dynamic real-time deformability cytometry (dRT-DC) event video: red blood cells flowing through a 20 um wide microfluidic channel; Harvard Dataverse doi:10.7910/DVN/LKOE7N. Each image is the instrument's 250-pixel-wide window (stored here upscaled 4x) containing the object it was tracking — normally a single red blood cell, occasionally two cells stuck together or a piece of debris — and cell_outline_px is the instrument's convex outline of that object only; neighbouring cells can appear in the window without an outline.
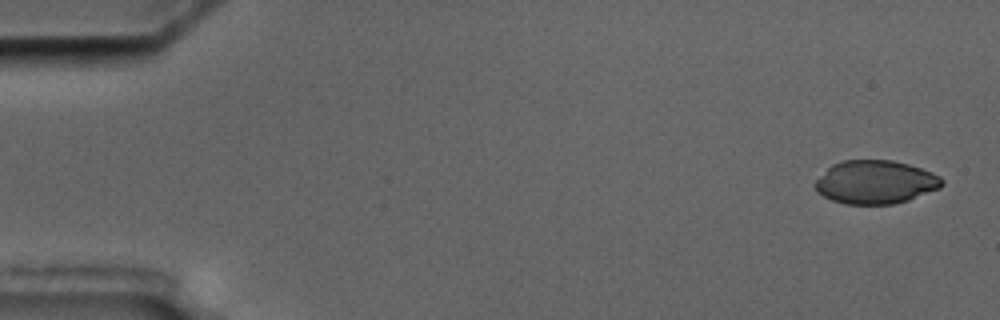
{"species": "common noctule bat (a hibernating species)", "species_latin": "Nyctalus noctula", "temperature_condition": "cold", "stored_images_in_passage": 5, "camera_frame_rate_fps": 3000, "um_per_image_px": 0.085, "animal": {"sex": "male", "body_mass_g": 17.5, "forearm_length_mm": 52.3}, "frame": {"image": 1, "passage_image": 1, "time_ms": 0.0, "image_size_px": [1000, 320], "cell_outline_px": [[944, 184], [940, 188], [908, 200], [892, 204], [844, 204], [832, 200], [824, 196], [812, 184], [832, 164], [844, 160], [892, 160], [908, 164], [932, 172], [940, 176], [944, 180]], "centroid_in_image_um": [74.43, 15.48], "position_along_channel_um": 10.6, "area_um2": 32.02}}